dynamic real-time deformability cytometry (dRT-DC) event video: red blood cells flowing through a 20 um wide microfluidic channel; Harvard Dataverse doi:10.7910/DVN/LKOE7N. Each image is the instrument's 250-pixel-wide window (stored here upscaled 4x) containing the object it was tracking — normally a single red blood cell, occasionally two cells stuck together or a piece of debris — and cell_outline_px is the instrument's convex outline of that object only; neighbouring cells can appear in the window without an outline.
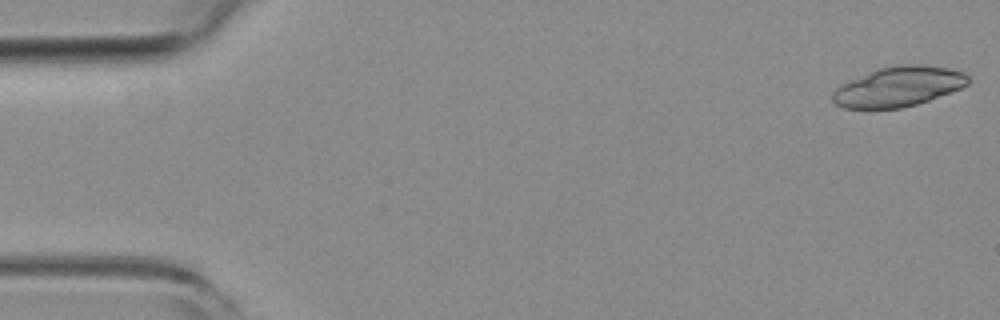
{"species": "common noctule bat (a hibernating species)", "species_latin": "Nyctalus noctula", "temperature_condition": "room temperature", "stored_images_in_passage": 40, "camera_frame_rate_fps": 3000, "um_per_image_px": 0.085, "animal": {"sex": "female", "body_mass_g": 19.3, "forearm_length_mm": 54.1}, "frame": {"image": 1, "passage_image": 1, "time_ms": 0.0, "image_size_px": [1000, 320], "cell_outline_px": [[972, 80], [968, 84], [960, 88], [928, 100], [916, 104], [900, 108], [844, 108], [836, 104], [832, 100], [832, 92], [840, 84], [848, 80], [880, 68], [896, 64], [924, 64], [948, 68], [964, 72]], "centroid_in_image_um": [76.37, 7.35], "position_along_channel_um": 8.6, "area_um2": 31.5}}